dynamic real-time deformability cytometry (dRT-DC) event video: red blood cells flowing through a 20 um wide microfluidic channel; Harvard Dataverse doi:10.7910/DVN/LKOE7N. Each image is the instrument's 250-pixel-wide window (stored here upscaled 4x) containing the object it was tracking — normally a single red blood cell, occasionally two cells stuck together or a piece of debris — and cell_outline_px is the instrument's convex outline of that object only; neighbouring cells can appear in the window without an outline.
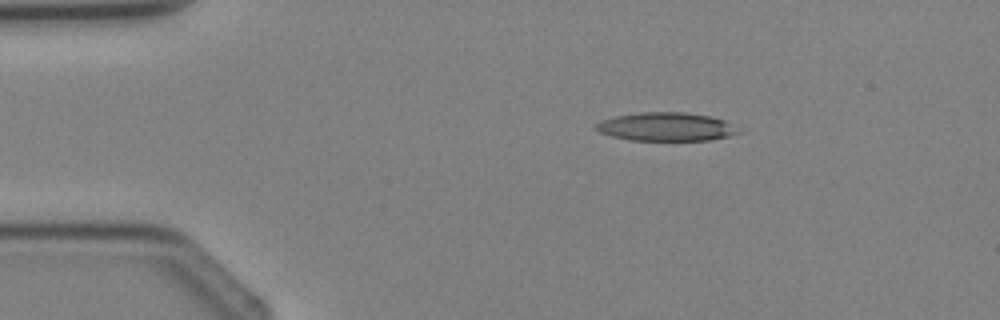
{"species": "Egyptian fruit bat (a non-hibernating species)", "species_latin": "Rousettus aegyptiacus", "temperature_condition": "cold", "stored_images_in_passage": 2, "camera_frame_rate_fps": 3000, "um_per_image_px": 0.085, "animal": {"sex": "female"}, "frame": {"image": 1, "passage_image": 1, "time_ms": 0.0, "image_size_px": [1000, 320], "cell_outline_px": [[744, 132], [712, 140], [628, 140], [612, 136], [600, 132], [596, 128], [596, 124], [600, 120], [612, 116], [640, 112], [684, 112], [712, 116], [724, 120]], "centroid_in_image_um": [56.63, 10.77], "position_along_channel_um": 28.4, "area_um2": 23.81}}